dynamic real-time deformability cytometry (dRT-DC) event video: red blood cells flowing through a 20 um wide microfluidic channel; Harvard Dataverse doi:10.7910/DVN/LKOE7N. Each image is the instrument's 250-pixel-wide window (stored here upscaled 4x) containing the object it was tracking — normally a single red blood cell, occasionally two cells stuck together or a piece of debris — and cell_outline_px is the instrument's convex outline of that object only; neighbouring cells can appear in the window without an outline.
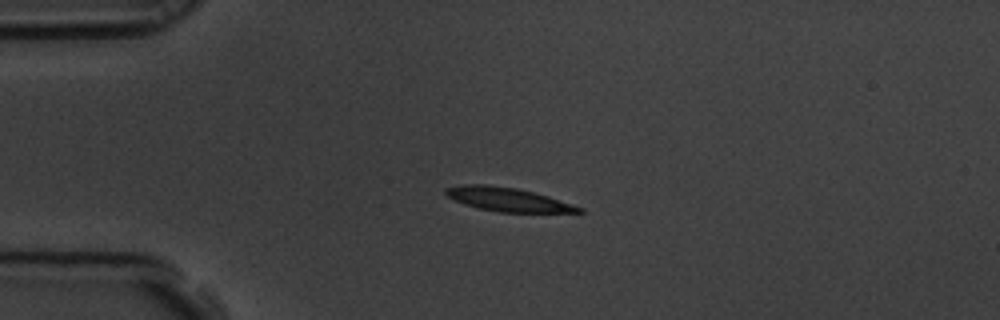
{"species": "common noctule bat (a hibernating species)", "species_latin": "Nyctalus noctula", "temperature_condition": "room temperature", "stored_images_in_passage": 3, "camera_frame_rate_fps": 3000, "um_per_image_px": 0.085, "animal": {"sex": "male", "body_mass_g": 19.5, "forearm_length_mm": 54.6}, "frame": {"image": 1, "passage_image": 1, "time_ms": 0.0, "image_size_px": [1000, 320], "cell_outline_px": [[584, 212], [500, 212], [476, 208], [464, 204], [448, 196], [444, 192], [444, 188], [460, 184], [488, 184], [516, 188], [548, 196], [584, 208]], "centroid_in_image_um": [43.12, 16.94], "position_along_channel_um": 41.9, "area_um2": 18.38}}
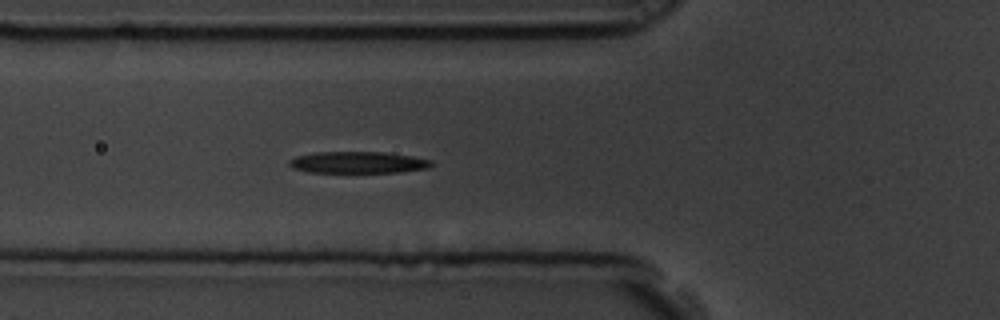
{"frame": {"image": 2, "passage_image": 3, "time_ms": 0.667, "image_size_px": [1000, 320], "cell_outline_px": [[432, 164], [428, 168], [400, 172], [308, 172], [292, 168], [288, 164], [288, 160], [296, 156], [316, 152], [384, 152], [412, 156], [432, 160]], "centroid_in_image_um": [30.41, 13.8], "position_along_channel_um": 95.4, "area_um2": 17.92}}